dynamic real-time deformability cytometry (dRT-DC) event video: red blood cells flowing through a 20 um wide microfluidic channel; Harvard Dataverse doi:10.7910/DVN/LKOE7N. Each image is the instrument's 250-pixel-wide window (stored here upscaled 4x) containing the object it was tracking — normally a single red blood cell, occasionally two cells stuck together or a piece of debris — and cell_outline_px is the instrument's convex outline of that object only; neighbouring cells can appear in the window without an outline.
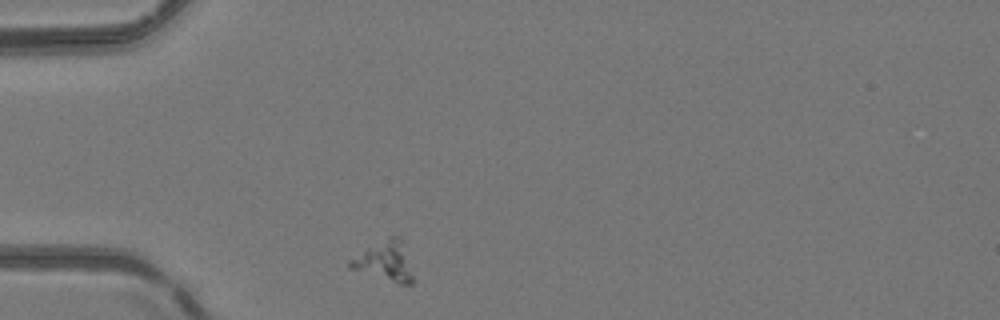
{"species": "common noctule bat (a hibernating species)", "species_latin": "Nyctalus noctula", "temperature_condition": "room temperature", "stored_images_in_passage": 30, "camera_frame_rate_fps": 3000, "um_per_image_px": 0.085, "animal": {"sex": "female", "body_mass_g": 24.6, "forearm_length_mm": 56.2}, "frame": {"image": 1, "passage_image": 1, "time_ms": 0.0, "image_size_px": [1000, 320], "cell_outline_px": [[412, 284], [400, 284], [348, 268], [348, 260], [388, 236], [400, 236], [404, 240], [412, 276]], "centroid_in_image_um": [32.72, 22.18], "position_along_channel_um": 52.3, "area_um2": 14.39}}
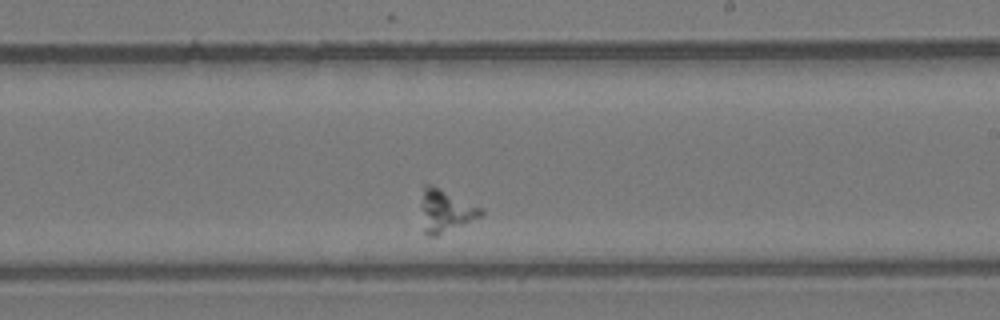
{"frame": {"image": 2, "passage_image": 18, "time_ms": 5.667, "image_size_px": [1000, 320], "cell_outline_px": [[484, 212], [480, 216], [464, 224], [436, 236], [428, 236], [424, 232], [424, 184], [432, 184], [484, 208]], "centroid_in_image_um": [37.94, 17.91], "position_along_channel_um": 251.1, "area_um2": 14.28}}
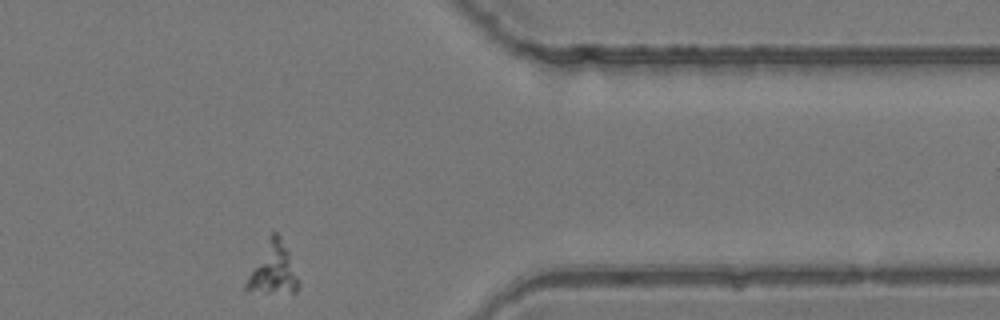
{"frame": {"image": 3, "passage_image": 30, "time_ms": 9.667, "image_size_px": [1000, 320], "cell_outline_px": [[296, 292], [268, 292], [244, 288], [244, 284], [272, 232], [276, 232], [280, 236], [288, 252], [296, 276]], "centroid_in_image_um": [23.2, 22.86], "position_along_channel_um": 388.2, "area_um2": 14.33}}